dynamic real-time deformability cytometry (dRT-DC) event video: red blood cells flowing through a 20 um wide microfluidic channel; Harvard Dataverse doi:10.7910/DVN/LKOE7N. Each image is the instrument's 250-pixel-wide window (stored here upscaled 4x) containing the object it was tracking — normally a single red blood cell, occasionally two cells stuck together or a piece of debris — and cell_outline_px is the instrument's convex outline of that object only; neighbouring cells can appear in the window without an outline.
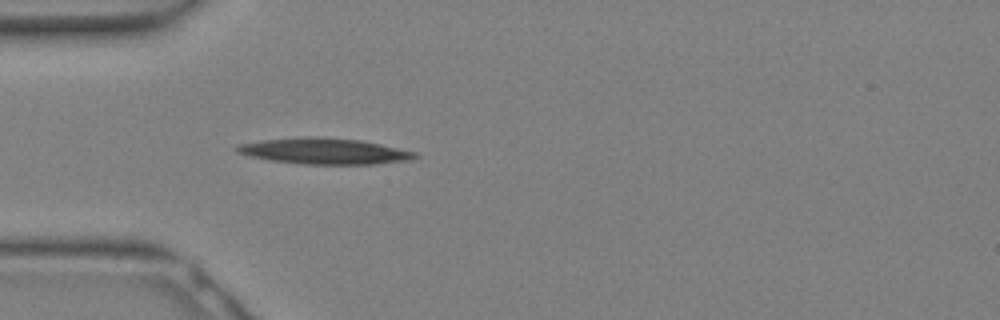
{"species": "Egyptian fruit bat (a non-hibernating species)", "species_latin": "Rousettus aegyptiacus", "temperature_condition": "warm", "stored_images_in_passage": 3, "camera_frame_rate_fps": 3000, "um_per_image_px": 0.085, "animal": {"sex": "female"}, "frame": {"image": 1, "passage_image": 1, "time_ms": 0.0, "image_size_px": [1000, 320], "cell_outline_px": [[420, 156], [412, 160], [376, 164], [304, 164], [268, 160], [248, 156], [236, 152], [232, 148], [236, 144], [264, 140], [304, 136], [324, 136], [360, 140], [380, 144], [416, 152]], "centroid_in_image_um": [27.54, 12.84], "position_along_channel_um": 57.5, "area_um2": 27.4}}
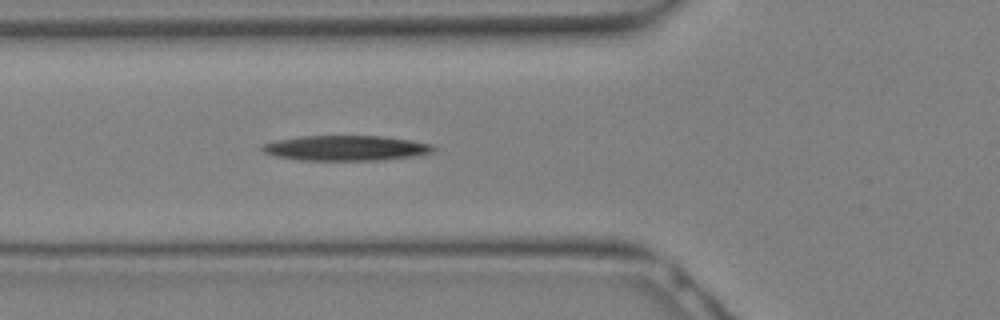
{"frame": {"image": 2, "passage_image": 3, "time_ms": 0.667, "image_size_px": [1000, 320], "cell_outline_px": [[436, 148], [432, 152], [412, 156], [380, 160], [296, 160], [272, 156], [264, 152], [260, 148], [264, 144], [276, 140], [300, 136], [380, 136], [412, 140], [432, 144]], "centroid_in_image_um": [29.36, 12.59], "position_along_channel_um": 96.4, "area_um2": 25.14}}